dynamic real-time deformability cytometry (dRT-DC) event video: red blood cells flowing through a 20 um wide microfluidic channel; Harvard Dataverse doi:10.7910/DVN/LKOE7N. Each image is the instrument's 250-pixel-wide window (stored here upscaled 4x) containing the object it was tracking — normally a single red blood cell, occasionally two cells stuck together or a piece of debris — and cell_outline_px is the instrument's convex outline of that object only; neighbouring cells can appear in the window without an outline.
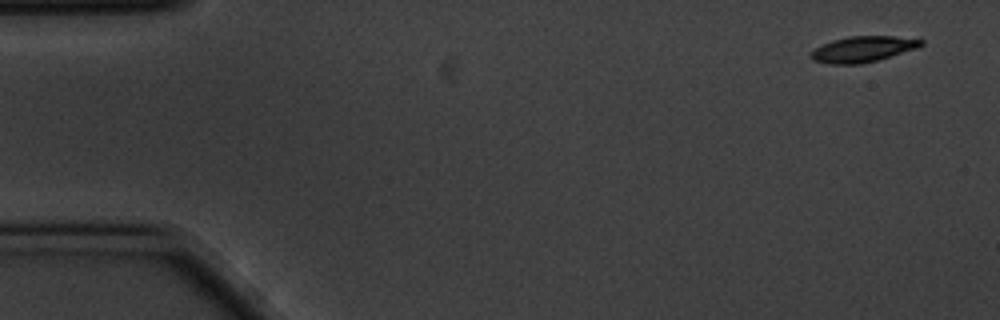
{"species": "common noctule bat (a hibernating species)", "species_latin": "Nyctalus noctula", "temperature_condition": "cold", "stored_images_in_passage": 6, "camera_frame_rate_fps": 3000, "um_per_image_px": 0.085, "animal": {"sex": "male", "body_mass_g": 20.1, "forearm_length_mm": 53.5}, "frame": {"image": 1, "passage_image": 1, "time_ms": 0.0, "image_size_px": [1000, 320], "cell_outline_px": [[924, 44], [916, 48], [876, 60], [860, 64], [828, 64], [812, 60], [808, 56], [808, 52], [832, 40], [848, 36], [892, 36], [924, 40]], "centroid_in_image_um": [73.27, 4.18], "position_along_channel_um": 11.7, "area_um2": 16.47}}